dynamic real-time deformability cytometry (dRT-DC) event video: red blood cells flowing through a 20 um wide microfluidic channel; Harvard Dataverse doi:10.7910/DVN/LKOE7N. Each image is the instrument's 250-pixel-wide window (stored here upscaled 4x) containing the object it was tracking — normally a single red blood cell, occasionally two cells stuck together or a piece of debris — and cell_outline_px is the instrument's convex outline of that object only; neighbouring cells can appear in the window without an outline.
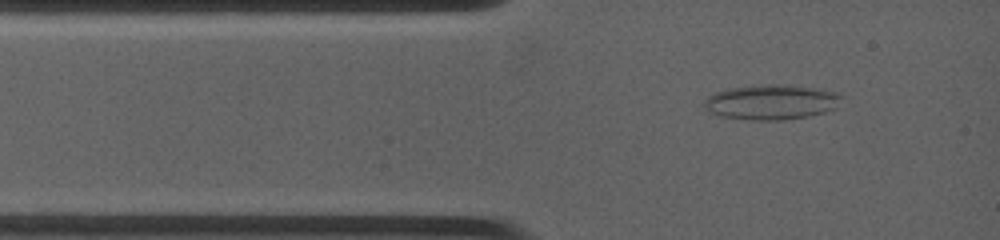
{"species": "common noctule bat (a hibernating species)", "species_latin": "Nyctalus noctula", "temperature_condition": "warm", "stored_images_in_passage": 26, "camera_frame_rate_fps": 4500, "um_per_image_px": 0.085, "animal": {"sex": "female", "body_mass_g": 19.0, "forearm_length_mm": 53.3}, "frame": {"image": 1, "passage_image": 2, "time_ms": 0.667, "image_size_px": [1000, 240], "cell_outline_px": [[840, 96], [832, 108], [824, 112], [808, 116], [784, 120], [752, 120], [720, 116], [712, 112], [704, 104], [704, 100], [708, 96], [716, 92], [732, 88], [772, 84], [804, 88], [832, 92]], "centroid_in_image_um": [65.46, 8.71], "position_along_channel_um": 19.5, "area_um2": 26.7}}
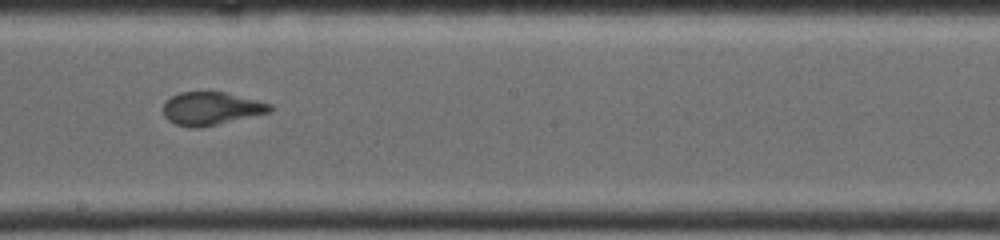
{"frame": {"image": 2, "passage_image": 17, "time_ms": 6.444, "image_size_px": [1000, 240], "cell_outline_px": [[276, 108], [272, 112], [200, 128], [192, 128], [176, 124], [168, 120], [164, 116], [164, 104], [172, 96], [180, 92], [224, 92], [272, 104]], "centroid_in_image_um": [17.99, 9.23], "position_along_channel_um": 230.2, "area_um2": 20.52}}
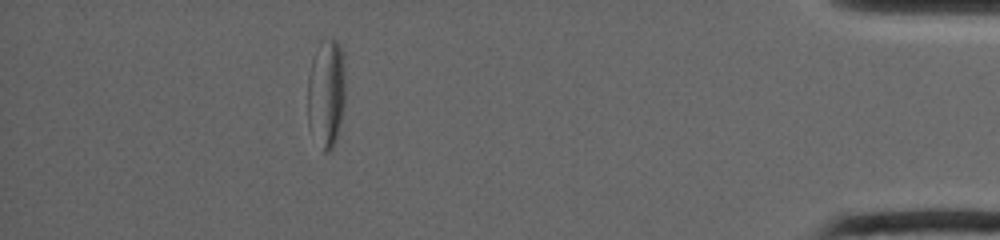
{"frame": {"image": 3, "passage_image": 26, "time_ms": 12.667, "image_size_px": [1000, 240], "cell_outline_px": [[344, 104], [340, 124], [336, 140], [332, 148], [328, 152], [324, 152], [308, 128], [308, 76], [312, 60], [316, 48], [320, 40], [336, 40], [340, 44], [344, 56]], "centroid_in_image_um": [27.72, 7.91], "position_along_channel_um": 407.5, "area_um2": 24.1}, "authors_computed_cell_mechanics": {"area_um2": 21.675, "velocity_mm_per_s": 3.9233, "shape_relaxation_time_tau1_ms": null, "shape_relaxation_time_tau2_ms": 1.7137, "deformation_change_tau1": null, "deformation_change_tau2": 0.0857}}